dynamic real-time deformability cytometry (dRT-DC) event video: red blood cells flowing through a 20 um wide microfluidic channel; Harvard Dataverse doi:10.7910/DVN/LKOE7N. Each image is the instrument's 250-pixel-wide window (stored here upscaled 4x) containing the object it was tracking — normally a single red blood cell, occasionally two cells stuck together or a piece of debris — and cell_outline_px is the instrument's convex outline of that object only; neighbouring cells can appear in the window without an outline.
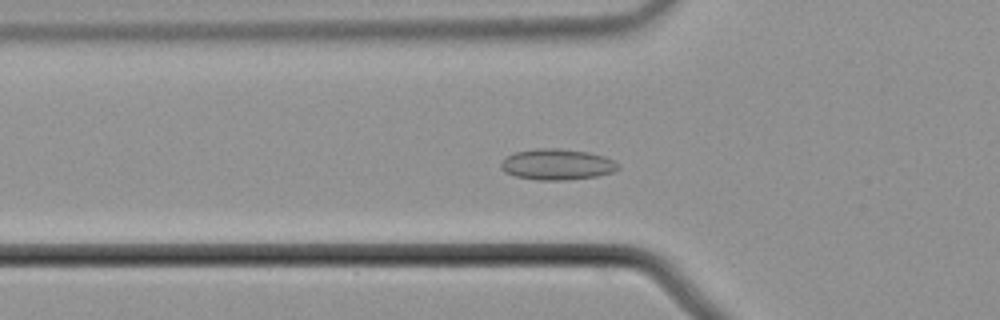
{"species": "common noctule bat (a hibernating species)", "species_latin": "Nyctalus noctula", "temperature_condition": "cold", "stored_images_in_passage": 39, "camera_frame_rate_fps": 3000, "um_per_image_px": 0.085, "animal": {"sex": "male", "body_mass_g": 21.5, "forearm_length_mm": 52.0}, "frame": {"image": 1, "passage_image": 2, "time_ms": 0.333, "image_size_px": [1000, 320], "cell_outline_px": [[620, 168], [612, 172], [596, 176], [564, 180], [536, 180], [516, 176], [504, 172], [500, 168], [500, 164], [508, 156], [516, 152], [536, 148], [560, 148], [588, 152], [604, 156], [620, 164]], "centroid_in_image_um": [47.35, 13.97], "position_along_channel_um": 78.4, "area_um2": 21.1}}
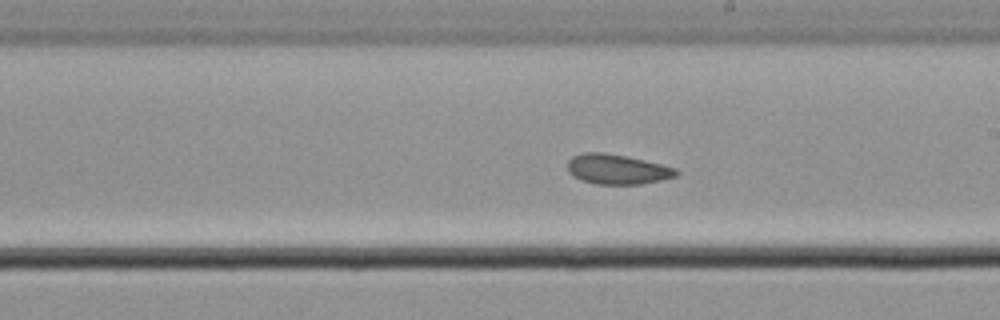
{"frame": {"image": 2, "passage_image": 15, "time_ms": 4.667, "image_size_px": [1000, 320], "cell_outline_px": [[680, 172], [676, 176], [660, 180], [640, 184], [596, 184], [580, 180], [572, 176], [568, 172], [568, 160], [572, 156], [584, 152], [600, 152], [624, 156], [644, 160], [676, 168]], "centroid_in_image_um": [52.43, 14.39], "position_along_channel_um": 236.6, "area_um2": 18.9}}
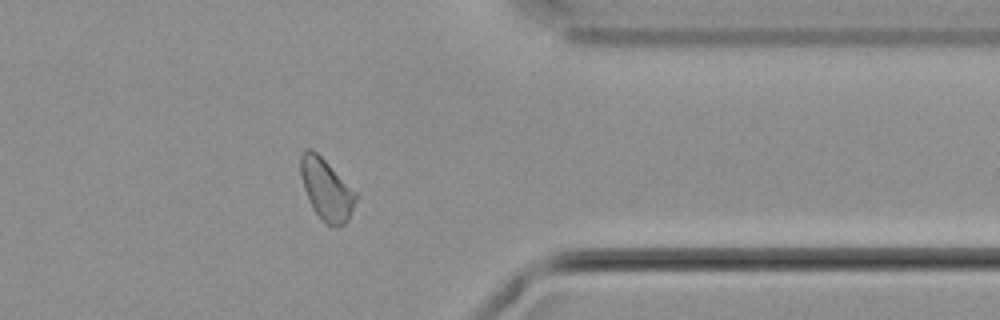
{"frame": {"image": 3, "passage_image": 28, "time_ms": 9.0, "image_size_px": [1000, 320], "cell_outline_px": [[356, 200], [348, 220], [344, 224], [336, 228], [324, 224], [312, 208], [308, 200], [300, 176], [300, 156], [308, 148], [316, 152], [356, 192]], "centroid_in_image_um": [27.72, 16.16], "position_along_channel_um": 383.7, "area_um2": 19.54}, "authors_computed_cell_mechanics": {"area_um2": 19.363, "velocity_mm_per_s": 3.6641, "shape_relaxation_time_tau1_ms": 4.6488, "shape_relaxation_time_tau2_ms": 2.0899, "deformation_change_tau1": 0.0424, "deformation_change_tau2": 0.0544}}